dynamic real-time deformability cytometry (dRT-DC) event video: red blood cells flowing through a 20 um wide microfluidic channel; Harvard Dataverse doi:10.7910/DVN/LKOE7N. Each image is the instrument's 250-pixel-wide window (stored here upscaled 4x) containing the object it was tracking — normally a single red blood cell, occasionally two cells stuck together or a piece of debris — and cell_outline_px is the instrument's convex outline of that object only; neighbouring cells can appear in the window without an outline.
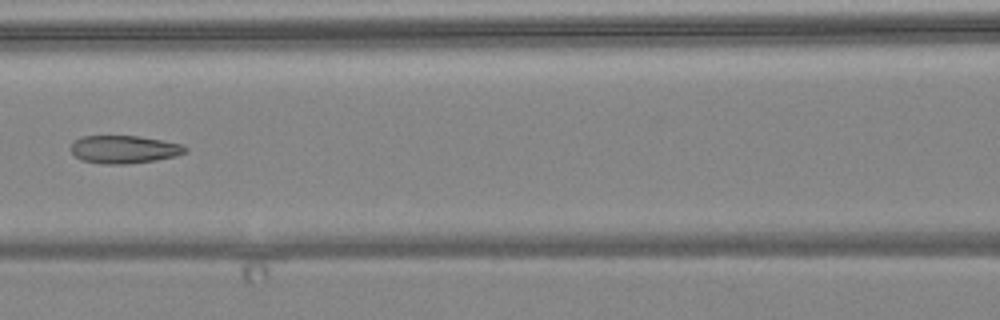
{"species": "common noctule bat (a hibernating species)", "species_latin": "Nyctalus noctula", "temperature_condition": "warm", "stored_images_in_passage": 7, "camera_frame_rate_fps": 3000, "um_per_image_px": 0.085, "animal": {"sex": "female", "body_mass_g": 24.6, "forearm_length_mm": 56.2}, "frame": {"image": 1, "passage_image": 7, "time_ms": 7.0, "image_size_px": [1000, 320], "cell_outline_px": [[188, 152], [176, 156], [156, 160], [128, 164], [104, 164], [80, 160], [72, 152], [72, 140], [80, 136], [140, 136], [184, 144], [188, 148]], "centroid_in_image_um": [10.58, 12.69], "position_along_channel_um": 156.0, "area_um2": 18.84}}